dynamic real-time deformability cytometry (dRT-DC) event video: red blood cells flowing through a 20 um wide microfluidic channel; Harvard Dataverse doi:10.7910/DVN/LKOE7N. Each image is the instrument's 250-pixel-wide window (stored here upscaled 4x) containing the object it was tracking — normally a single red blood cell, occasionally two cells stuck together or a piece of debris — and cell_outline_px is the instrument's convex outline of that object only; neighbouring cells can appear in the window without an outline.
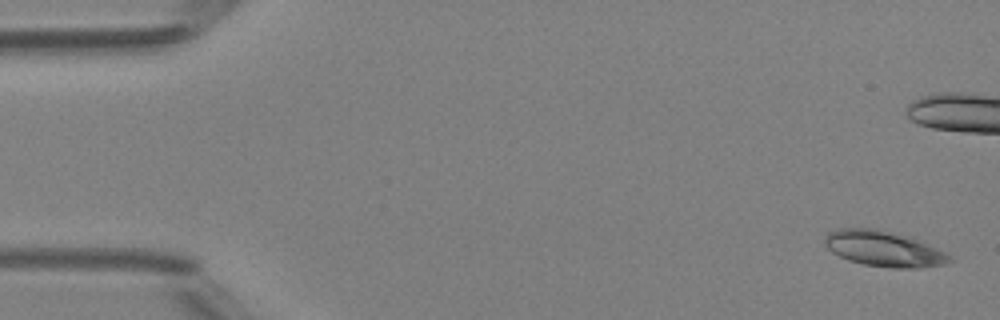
{"species": "Egyptian fruit bat (a non-hibernating species)", "species_latin": "Rousettus aegyptiacus", "temperature_condition": "room temperature", "stored_images_in_passage": 6, "camera_frame_rate_fps": 3000, "um_per_image_px": 0.085, "animal": {"sex": "female"}, "frame": {"image": 1, "passage_image": 1, "time_ms": 0.0, "image_size_px": [1000, 320], "cell_outline_px": [[952, 260], [944, 264], [920, 268], [888, 268], [864, 264], [848, 260], [832, 252], [824, 244], [824, 236], [828, 232], [836, 228], [876, 228], [912, 236], [952, 256]], "centroid_in_image_um": [75.11, 21.13], "position_along_channel_um": 9.9, "area_um2": 26.18}}